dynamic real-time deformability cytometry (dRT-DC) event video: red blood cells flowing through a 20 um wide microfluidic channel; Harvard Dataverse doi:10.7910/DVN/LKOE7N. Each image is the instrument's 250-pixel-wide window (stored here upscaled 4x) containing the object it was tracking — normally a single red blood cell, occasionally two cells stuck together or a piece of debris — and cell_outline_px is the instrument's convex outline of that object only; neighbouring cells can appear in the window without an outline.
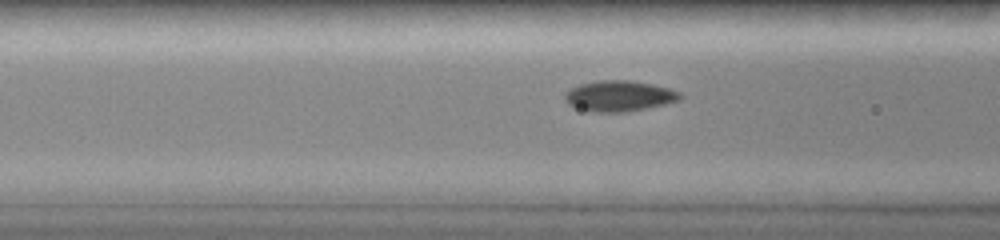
{"species": "common noctule bat (a hibernating species)", "species_latin": "Nyctalus noctula", "temperature_condition": "room temperature", "stored_images_in_passage": 8, "camera_frame_rate_fps": 3000, "um_per_image_px": 0.085, "animal": {"sex": "female", "body_mass_g": 19.0, "forearm_length_mm": 51.5}, "frame": {"image": 1, "passage_image": 7, "time_ms": 3.0, "image_size_px": [1000, 240], "cell_outline_px": [[680, 100], [664, 104], [624, 112], [588, 112], [568, 104], [564, 96], [572, 88], [580, 84], [600, 80], [628, 80], [652, 84], [668, 88], [680, 92]], "centroid_in_image_um": [52.62, 8.16], "position_along_channel_um": 114.0, "area_um2": 20.35}}